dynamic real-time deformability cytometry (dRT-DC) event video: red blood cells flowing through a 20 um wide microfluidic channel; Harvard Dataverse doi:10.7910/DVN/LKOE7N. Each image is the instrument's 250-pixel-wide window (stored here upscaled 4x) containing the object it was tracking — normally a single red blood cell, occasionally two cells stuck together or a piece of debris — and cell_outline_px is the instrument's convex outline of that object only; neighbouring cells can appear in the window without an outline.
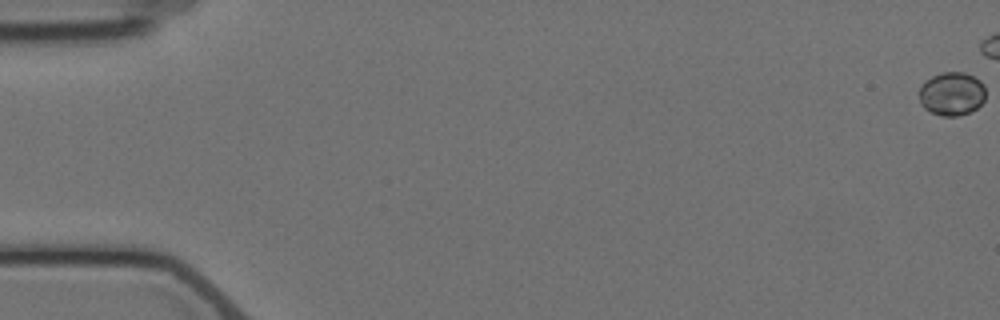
{"species": "Egyptian fruit bat (a non-hibernating species)", "species_latin": "Rousettus aegyptiacus", "temperature_condition": "cold", "stored_images_in_passage": 7, "camera_frame_rate_fps": 3000, "um_per_image_px": 0.085, "animal": {"sex": "female"}, "frame": {"image": 1, "passage_image": 1, "time_ms": 0.0, "image_size_px": [1000, 320], "cell_outline_px": [[984, 100], [972, 112], [956, 116], [940, 116], [924, 108], [920, 104], [920, 88], [932, 76], [940, 72], [964, 72], [980, 80], [984, 84]], "centroid_in_image_um": [80.91, 7.98], "position_along_channel_um": 4.1, "area_um2": 16.76}}
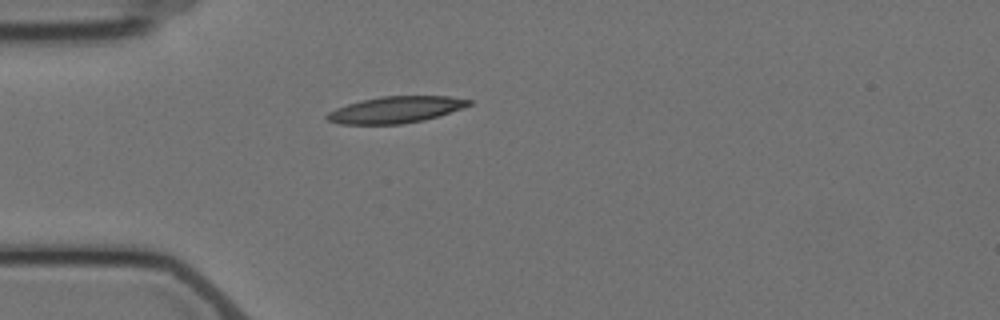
{"frame": {"image": 2, "passage_image": 7, "time_ms": 7.0, "image_size_px": [1000, 320], "cell_outline_px": [[472, 104], [464, 108], [424, 120], [400, 124], [340, 124], [328, 120], [324, 116], [328, 112], [336, 108], [360, 100], [380, 96], [448, 96], [472, 100]], "centroid_in_image_um": [33.63, 9.32], "position_along_channel_um": 51.4, "area_um2": 21.96}}